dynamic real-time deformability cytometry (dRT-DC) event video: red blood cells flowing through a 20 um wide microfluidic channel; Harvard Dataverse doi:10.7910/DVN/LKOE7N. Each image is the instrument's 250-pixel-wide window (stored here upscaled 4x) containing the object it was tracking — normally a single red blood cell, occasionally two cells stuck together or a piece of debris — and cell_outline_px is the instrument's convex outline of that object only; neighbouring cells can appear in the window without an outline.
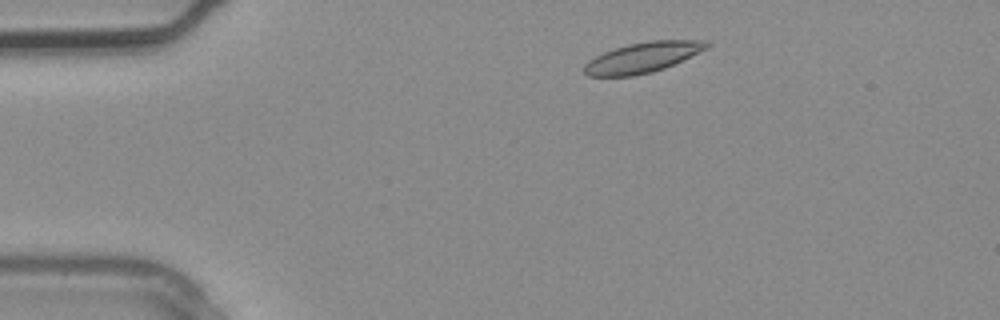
{"species": "common noctule bat (a hibernating species)", "species_latin": "Nyctalus noctula", "temperature_condition": "warm", "stored_images_in_passage": 5, "camera_frame_rate_fps": 3000, "um_per_image_px": 0.085, "animal": {"sex": "male", "body_mass_g": 20.4}, "frame": {"image": 1, "passage_image": 5, "time_ms": 1.333, "image_size_px": [1000, 320], "cell_outline_px": [[712, 44], [708, 48], [664, 68], [652, 72], [632, 76], [588, 76], [584, 72], [584, 64], [588, 60], [604, 52], [616, 48], [632, 44], [652, 40], [708, 40]], "centroid_in_image_um": [54.65, 4.88], "position_along_channel_um": 30.4, "area_um2": 21.44}}